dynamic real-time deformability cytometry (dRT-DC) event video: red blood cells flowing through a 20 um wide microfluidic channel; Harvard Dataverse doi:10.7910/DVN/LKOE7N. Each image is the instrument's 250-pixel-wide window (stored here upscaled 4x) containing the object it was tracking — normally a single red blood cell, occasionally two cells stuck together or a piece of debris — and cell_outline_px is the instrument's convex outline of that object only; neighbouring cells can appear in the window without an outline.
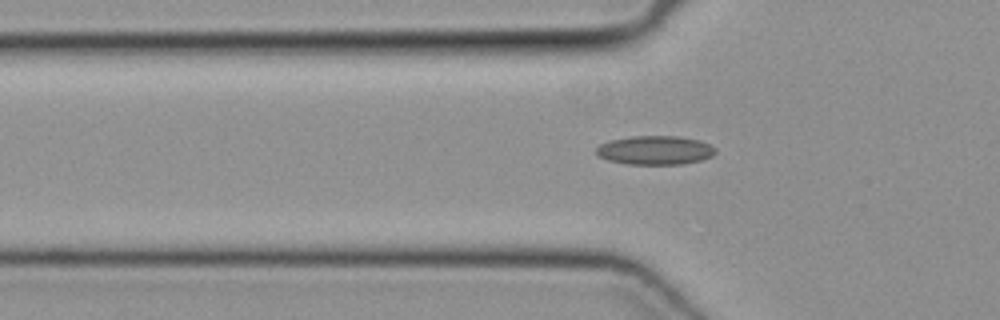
{"species": "common noctule bat (a hibernating species)", "species_latin": "Nyctalus noctula", "temperature_condition": "cold", "stored_images_in_passage": 24, "camera_frame_rate_fps": 3000, "um_per_image_px": 0.085, "animal": {"sex": "female", "body_mass_g": 19.3, "forearm_length_mm": 54.1}, "frame": {"image": 1, "passage_image": 2, "time_ms": 0.333, "image_size_px": [1000, 320], "cell_outline_px": [[716, 152], [712, 156], [700, 160], [684, 164], [628, 164], [608, 160], [600, 156], [596, 152], [596, 148], [600, 144], [612, 140], [632, 136], [680, 136], [700, 140], [716, 148]], "centroid_in_image_um": [55.71, 12.76], "position_along_channel_um": 70.1, "area_um2": 20.0}}
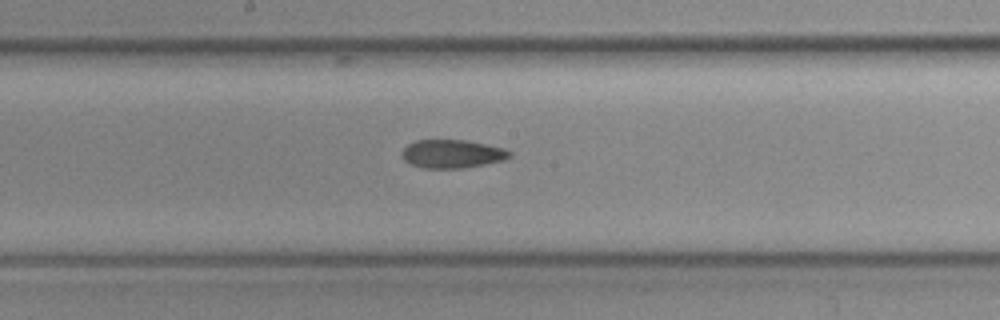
{"frame": {"image": 2, "passage_image": 12, "time_ms": 3.667, "image_size_px": [1000, 320], "cell_outline_px": [[512, 156], [504, 160], [484, 164], [460, 168], [424, 168], [412, 164], [404, 160], [404, 148], [408, 144], [416, 140], [468, 140], [504, 148], [512, 152]], "centroid_in_image_um": [38.48, 13.07], "position_along_channel_um": 209.7, "area_um2": 17.63}}
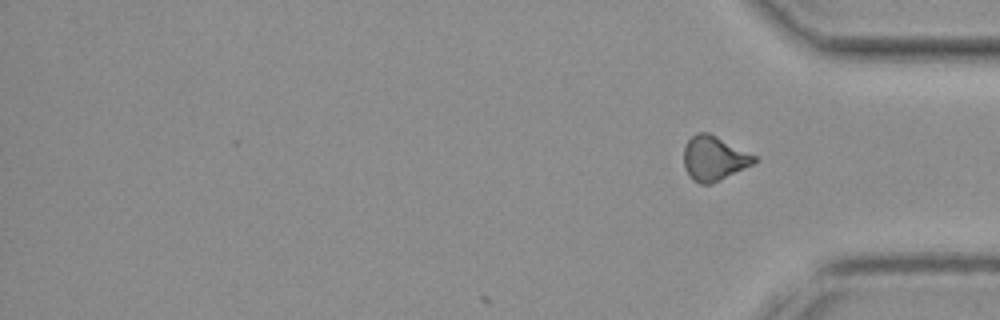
{"frame": {"image": 3, "passage_image": 24, "time_ms": 7.667, "image_size_px": [1000, 320], "cell_outline_px": [[760, 160], [712, 184], [700, 184], [692, 180], [684, 168], [684, 144], [696, 132], [708, 132], [756, 156]], "centroid_in_image_um": [60.66, 13.46], "position_along_channel_um": 374.5, "area_um2": 18.26}}